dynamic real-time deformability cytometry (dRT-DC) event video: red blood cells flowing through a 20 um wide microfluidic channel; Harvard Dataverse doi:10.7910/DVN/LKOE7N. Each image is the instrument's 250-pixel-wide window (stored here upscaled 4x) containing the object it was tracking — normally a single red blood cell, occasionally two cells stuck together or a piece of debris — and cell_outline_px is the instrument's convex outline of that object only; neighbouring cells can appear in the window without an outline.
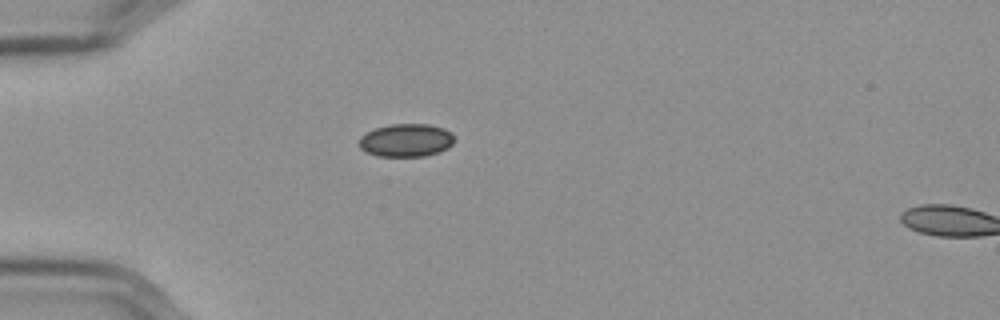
{"species": "Egyptian fruit bat (a non-hibernating species)", "species_latin": "Rousettus aegyptiacus", "temperature_condition": "cold", "stored_images_in_passage": 3, "camera_frame_rate_fps": 3000, "um_per_image_px": 0.085, "frame": {"image": 1, "passage_image": 1, "time_ms": 0.0, "image_size_px": [1000, 320], "cell_outline_px": [[456, 140], [448, 148], [440, 152], [424, 156], [376, 156], [360, 148], [360, 136], [376, 128], [392, 124], [428, 124], [444, 128], [452, 132]], "centroid_in_image_um": [34.58, 11.92], "position_along_channel_um": 50.4, "area_um2": 18.38}}